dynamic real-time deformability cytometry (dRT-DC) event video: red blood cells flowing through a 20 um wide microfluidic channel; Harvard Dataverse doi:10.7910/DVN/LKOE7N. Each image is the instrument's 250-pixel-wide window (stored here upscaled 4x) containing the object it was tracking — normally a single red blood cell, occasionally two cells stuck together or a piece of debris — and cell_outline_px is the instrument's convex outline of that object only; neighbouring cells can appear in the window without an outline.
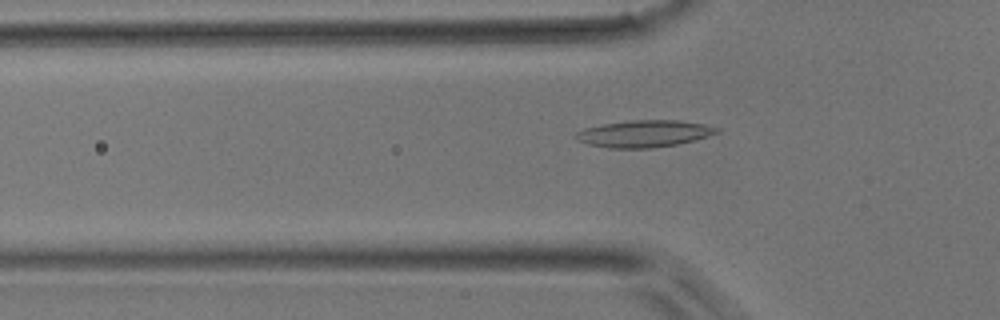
{"species": "common noctule bat (a hibernating species)", "species_latin": "Nyctalus noctula", "temperature_condition": "room temperature", "stored_images_in_passage": 48, "camera_frame_rate_fps": 3000, "um_per_image_px": 0.085, "animal": {"sex": "male", "body_mass_g": 17.9}, "frame": {"image": 1, "passage_image": 15, "time_ms": 4.667, "image_size_px": [1000, 320], "cell_outline_px": [[720, 132], [696, 140], [676, 144], [648, 148], [608, 148], [588, 144], [576, 140], [572, 136], [576, 132], [584, 128], [604, 124], [628, 120], [676, 120], [704, 124], [720, 128]], "centroid_in_image_um": [54.73, 11.36], "position_along_channel_um": 71.1, "area_um2": 22.2}}
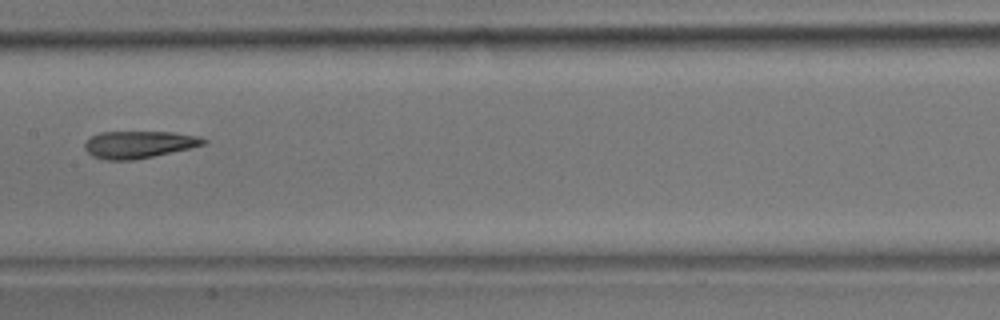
{"frame": {"image": 2, "passage_image": 24, "time_ms": 7.667, "image_size_px": [1000, 320], "cell_outline_px": [[208, 144], [192, 148], [132, 160], [104, 160], [92, 156], [84, 148], [84, 144], [92, 136], [100, 132], [176, 132], [200, 136], [208, 140]], "centroid_in_image_um": [11.86, 12.28], "position_along_channel_um": 195.5, "area_um2": 18.96}}
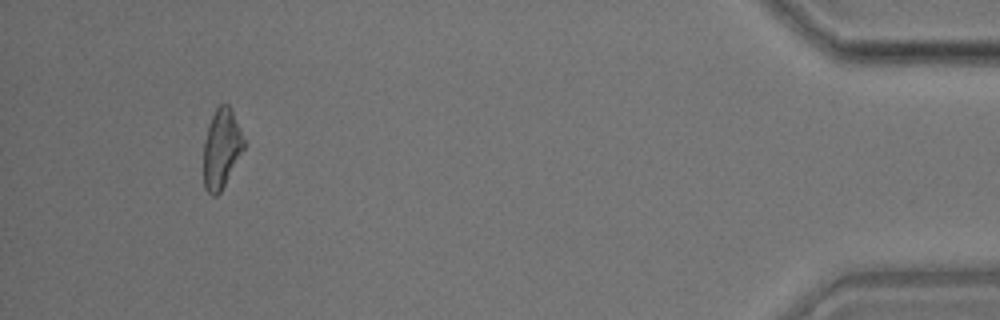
{"frame": {"image": 3, "passage_image": 45, "time_ms": 14.667, "image_size_px": [1000, 320], "cell_outline_px": [[244, 148], [220, 192], [216, 196], [212, 196], [204, 188], [204, 140], [208, 124], [216, 108], [220, 104], [228, 104], [232, 108], [244, 140]], "centroid_in_image_um": [18.81, 12.61], "position_along_channel_um": 416.4, "area_um2": 18.44}}